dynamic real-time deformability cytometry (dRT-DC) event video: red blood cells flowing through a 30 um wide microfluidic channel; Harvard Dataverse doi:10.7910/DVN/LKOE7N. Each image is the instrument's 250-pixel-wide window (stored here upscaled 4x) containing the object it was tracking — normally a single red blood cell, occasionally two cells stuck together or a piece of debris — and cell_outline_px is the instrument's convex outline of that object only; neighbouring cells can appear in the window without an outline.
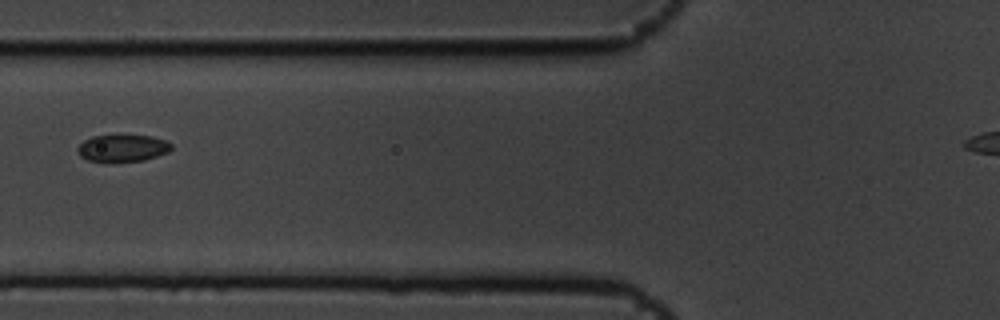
{"species": "common noctule bat (a hibernating species)", "species_latin": "Nyctalus noctula", "temperature_condition": "cold", "stored_images_in_passage": 7, "camera_frame_rate_fps": 3000, "um_per_image_px": 0.085, "animal": {"sex": "male", "body_mass_g": 19.5, "forearm_length_mm": 54.6}, "frame": {"image": 1, "passage_image": 2, "time_ms": 0.333, "image_size_px": [1000, 320], "cell_outline_px": [[172, 148], [168, 152], [144, 160], [88, 160], [80, 156], [76, 148], [84, 140], [92, 136], [152, 136], [164, 140], [172, 144]], "centroid_in_image_um": [10.42, 12.57], "position_along_channel_um": 115.4, "area_um2": 14.22}}
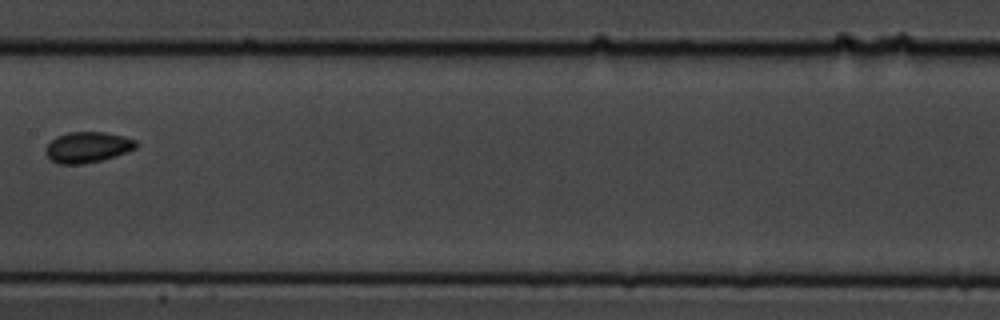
{"frame": {"image": 2, "passage_image": 4, "time_ms": 1.0, "image_size_px": [1000, 320], "cell_outline_px": [[136, 148], [100, 160], [80, 164], [60, 164], [52, 160], [44, 152], [44, 148], [56, 136], [68, 132], [104, 132], [124, 136], [136, 140]], "centroid_in_image_um": [7.4, 12.5], "position_along_channel_um": 200.0, "area_um2": 15.95}}
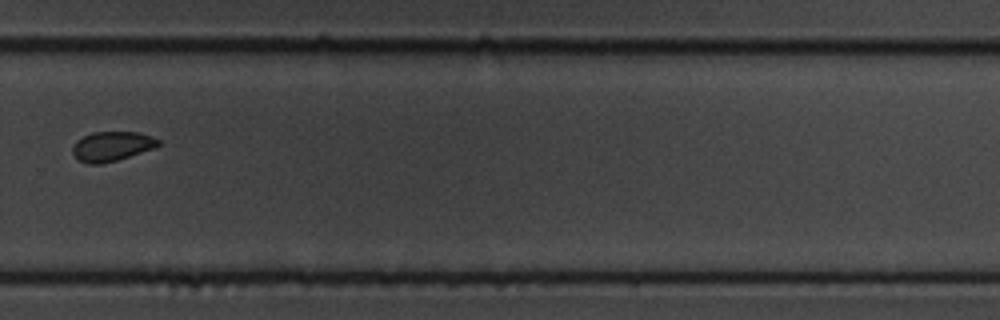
{"frame": {"image": 3, "passage_image": 7, "time_ms": 2.0, "image_size_px": [1000, 320], "cell_outline_px": [[160, 144], [156, 148], [116, 160], [100, 164], [88, 164], [80, 160], [72, 152], [72, 148], [76, 140], [92, 132], [136, 132], [152, 136], [160, 140]], "centroid_in_image_um": [9.53, 12.43], "position_along_channel_um": 320.3, "area_um2": 14.74}}